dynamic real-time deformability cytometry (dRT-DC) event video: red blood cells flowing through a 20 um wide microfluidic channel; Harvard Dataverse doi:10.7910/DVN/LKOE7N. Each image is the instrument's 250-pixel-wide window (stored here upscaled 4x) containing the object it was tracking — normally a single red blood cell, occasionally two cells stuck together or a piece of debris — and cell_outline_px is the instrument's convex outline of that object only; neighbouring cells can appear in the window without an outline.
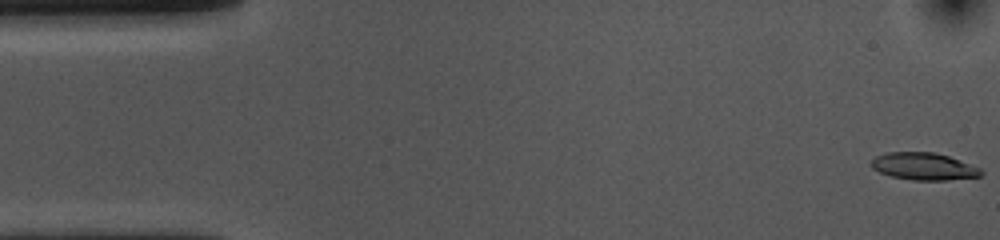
{"species": "common noctule bat (a hibernating species)", "species_latin": "Nyctalus noctula", "temperature_condition": "cold", "stored_images_in_passage": 15, "camera_frame_rate_fps": 3000, "um_per_image_px": 0.085, "animal": {"sex": "female", "body_mass_g": 10.0, "forearm_length_mm": 53.1}, "frame": {"image": 1, "passage_image": 1, "time_ms": 0.0, "image_size_px": [1000, 240], "cell_outline_px": [[984, 172], [980, 176], [948, 180], [912, 180], [892, 176], [880, 172], [872, 168], [868, 164], [876, 156], [888, 152], [936, 152], [948, 156], [980, 168]], "centroid_in_image_um": [78.5, 14.14], "position_along_channel_um": 6.5, "area_um2": 17.4}}
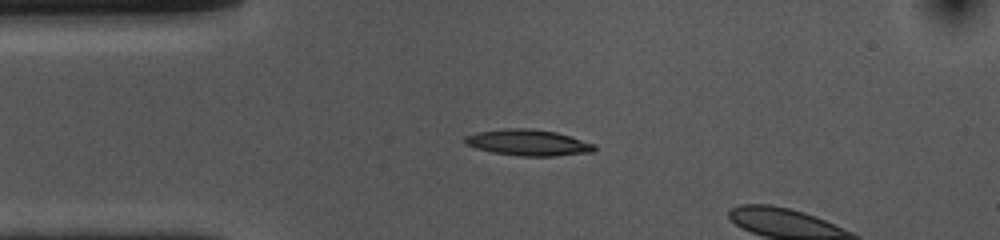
{"frame": {"image": 2, "passage_image": 12, "time_ms": 3.667, "image_size_px": [1000, 240], "cell_outline_px": [[596, 148], [592, 152], [556, 156], [520, 156], [492, 152], [476, 148], [464, 144], [464, 136], [476, 132], [504, 128], [532, 128], [556, 132], [596, 144]], "centroid_in_image_um": [44.87, 12.12], "position_along_channel_um": 40.1, "area_um2": 19.88}}